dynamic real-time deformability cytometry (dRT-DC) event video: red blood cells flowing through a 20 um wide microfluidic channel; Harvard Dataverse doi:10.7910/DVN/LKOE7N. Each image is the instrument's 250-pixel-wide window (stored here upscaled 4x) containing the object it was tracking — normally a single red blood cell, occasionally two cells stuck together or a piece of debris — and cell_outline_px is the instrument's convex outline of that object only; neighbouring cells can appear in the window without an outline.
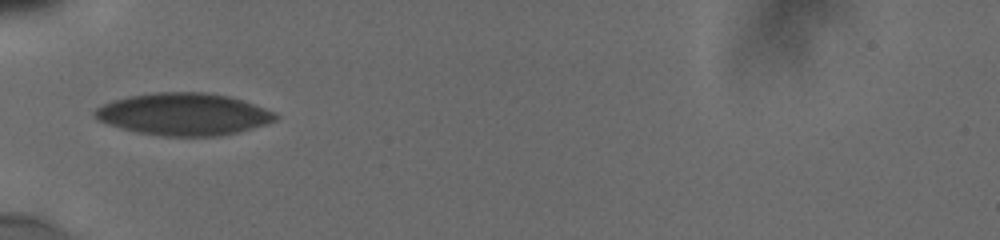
{"species": "human", "species_latin": "Homo sapiens", "temperature_condition": "cold", "stored_images_in_passage": 8, "camera_frame_rate_fps": 3000, "um_per_image_px": 0.085, "donor": {"sex": "male"}, "frame": {"image": 1, "passage_image": 2, "time_ms": 0.667, "image_size_px": [1000, 240], "cell_outline_px": [[280, 116], [276, 120], [268, 124], [236, 132], [216, 136], [164, 136], [136, 132], [108, 124], [100, 120], [92, 112], [96, 108], [104, 104], [128, 96], [156, 92], [204, 92], [228, 96], [264, 108]], "centroid_in_image_um": [15.61, 9.71], "position_along_channel_um": 69.4, "area_um2": 43.93}}
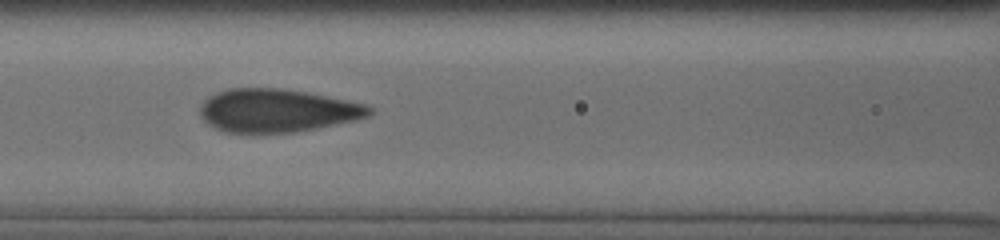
{"frame": {"image": 2, "passage_image": 5, "time_ms": 2.667, "image_size_px": [1000, 240], "cell_outline_px": [[372, 112], [368, 116], [356, 120], [296, 132], [252, 136], [224, 132], [208, 124], [200, 116], [200, 104], [208, 96], [216, 92], [228, 88], [284, 88], [364, 104], [372, 108]], "centroid_in_image_um": [23.46, 9.44], "position_along_channel_um": 143.1, "area_um2": 43.35}}
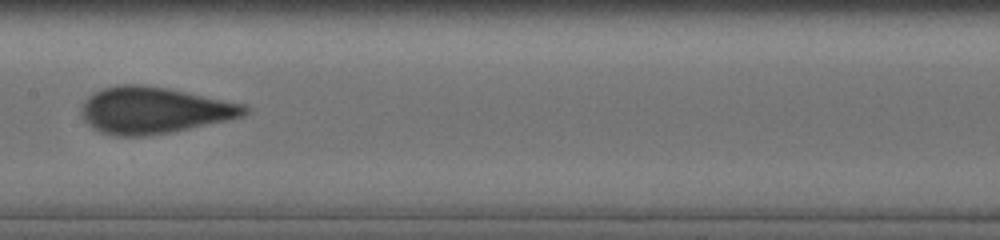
{"frame": {"image": 3, "passage_image": 7, "time_ms": 4.0, "image_size_px": [1000, 240], "cell_outline_px": [[252, 108], [244, 116], [228, 120], [168, 132], [144, 136], [116, 136], [100, 132], [92, 128], [84, 120], [84, 104], [88, 96], [104, 88], [120, 84], [144, 84], [168, 88], [244, 104]], "centroid_in_image_um": [13.12, 9.37], "position_along_channel_um": 194.3, "area_um2": 43.87}}